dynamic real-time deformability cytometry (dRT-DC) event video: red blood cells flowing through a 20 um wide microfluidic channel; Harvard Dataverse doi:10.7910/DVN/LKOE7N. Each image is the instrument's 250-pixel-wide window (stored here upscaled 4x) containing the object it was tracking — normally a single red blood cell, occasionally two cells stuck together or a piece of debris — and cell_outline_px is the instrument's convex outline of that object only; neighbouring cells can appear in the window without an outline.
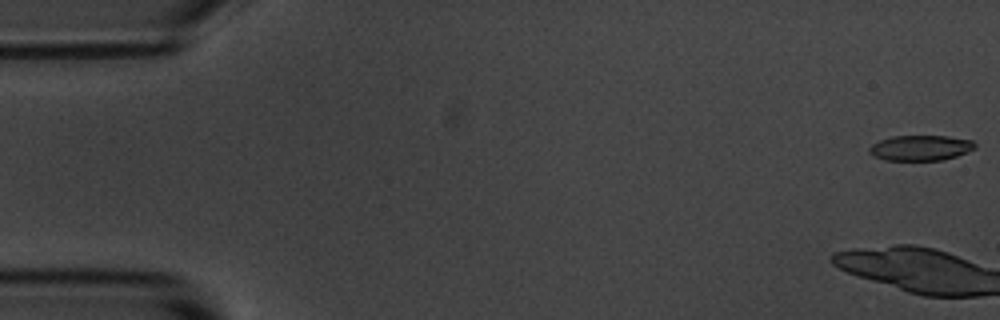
{"species": "common noctule bat (a hibernating species)", "species_latin": "Nyctalus noctula", "temperature_condition": "room temperature", "stored_images_in_passage": 17, "camera_frame_rate_fps": 3000, "um_per_image_px": 0.085, "animal": {"sex": "male", "body_mass_g": 20.1, "forearm_length_mm": 53.5}, "frame": {"image": 1, "passage_image": 1, "time_ms": 0.0, "image_size_px": [1000, 320], "cell_outline_px": [[976, 148], [956, 156], [944, 160], [884, 160], [872, 156], [868, 152], [868, 148], [872, 144], [880, 140], [892, 136], [948, 136], [972, 140], [976, 144]], "centroid_in_image_um": [78.22, 12.57], "position_along_channel_um": 6.8, "area_um2": 15.72}}